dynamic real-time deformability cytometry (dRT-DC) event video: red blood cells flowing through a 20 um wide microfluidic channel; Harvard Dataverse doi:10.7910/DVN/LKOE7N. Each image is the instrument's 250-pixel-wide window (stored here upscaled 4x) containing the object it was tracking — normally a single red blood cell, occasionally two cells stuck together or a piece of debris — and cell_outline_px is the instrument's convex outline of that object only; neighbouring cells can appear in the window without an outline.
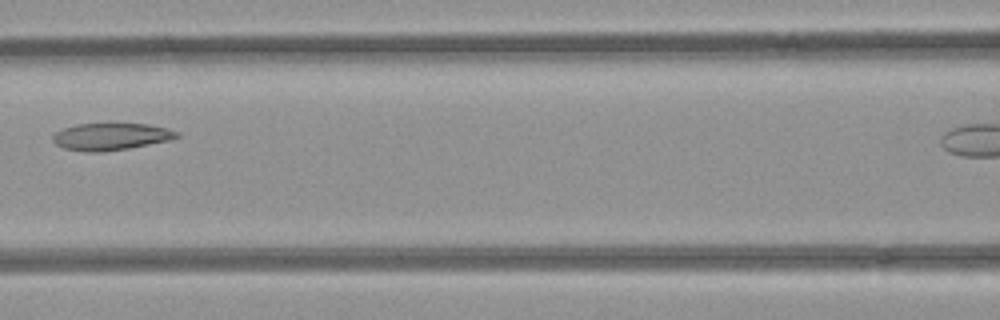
{"species": "common noctule bat (a hibernating species)", "species_latin": "Nyctalus noctula", "temperature_condition": "room temperature", "stored_images_in_passage": 4, "camera_frame_rate_fps": 3000, "um_per_image_px": 0.085, "animal": {"sex": "female", "body_mass_g": 21.9}, "frame": {"image": 1, "passage_image": 3, "time_ms": 0.667, "image_size_px": [1000, 320], "cell_outline_px": [[180, 136], [168, 140], [128, 148], [104, 152], [88, 152], [64, 148], [56, 144], [52, 140], [52, 136], [56, 132], [64, 128], [76, 124], [108, 120], [112, 120], [148, 124], [168, 128], [176, 132]], "centroid_in_image_um": [9.4, 11.55], "position_along_channel_um": 157.2, "area_um2": 20.4}}